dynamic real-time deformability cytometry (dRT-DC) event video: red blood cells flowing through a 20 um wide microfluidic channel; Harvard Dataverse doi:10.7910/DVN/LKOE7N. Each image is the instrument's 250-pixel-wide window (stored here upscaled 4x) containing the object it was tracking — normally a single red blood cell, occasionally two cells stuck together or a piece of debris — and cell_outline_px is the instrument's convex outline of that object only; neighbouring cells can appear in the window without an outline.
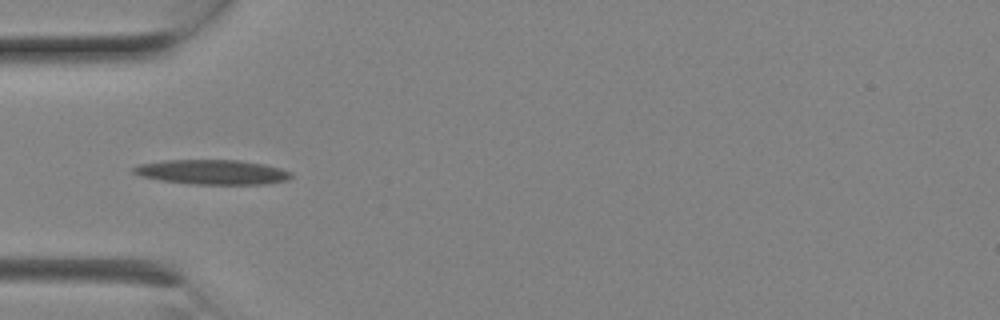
{"species": "Egyptian fruit bat (a non-hibernating species)", "species_latin": "Rousettus aegyptiacus", "temperature_condition": "room temperature", "stored_images_in_passage": 9, "camera_frame_rate_fps": 3000, "um_per_image_px": 0.085, "animal": {"sex": "female"}, "frame": {"image": 1, "passage_image": 8, "time_ms": 2.333, "image_size_px": [1000, 320], "cell_outline_px": [[292, 176], [288, 180], [268, 184], [192, 184], [160, 180], [140, 176], [132, 172], [132, 168], [140, 164], [164, 160], [240, 160], [264, 164], [280, 168], [292, 172]], "centroid_in_image_um": [18.06, 14.63], "position_along_channel_um": 66.9, "area_um2": 22.77}}
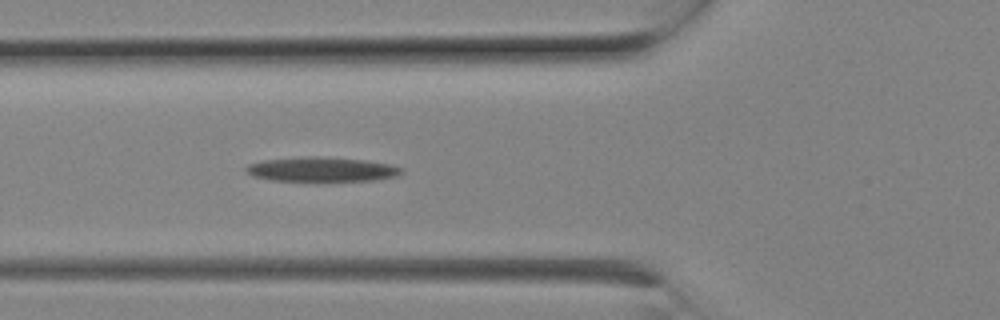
{"frame": {"image": 2, "passage_image": 9, "time_ms": 2.667, "image_size_px": [1000, 320], "cell_outline_px": [[404, 172], [396, 176], [376, 180], [272, 180], [252, 176], [244, 168], [248, 164], [260, 160], [308, 156], [316, 156], [364, 160], [392, 164], [404, 168]], "centroid_in_image_um": [27.36, 14.38], "position_along_channel_um": 98.4, "area_um2": 22.08}}